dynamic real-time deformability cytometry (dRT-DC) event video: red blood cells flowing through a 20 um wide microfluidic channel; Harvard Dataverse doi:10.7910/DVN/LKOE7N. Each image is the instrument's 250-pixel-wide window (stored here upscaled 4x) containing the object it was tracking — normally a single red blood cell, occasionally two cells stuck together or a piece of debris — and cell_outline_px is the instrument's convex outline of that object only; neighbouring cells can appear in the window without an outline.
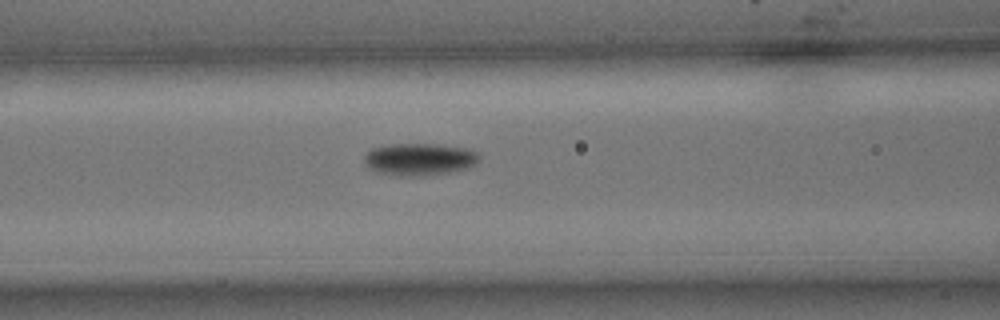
{"species": "common noctule bat (a hibernating species)", "species_latin": "Nyctalus noctula", "temperature_condition": "cold", "stored_images_in_passage": 4, "camera_frame_rate_fps": 3000, "um_per_image_px": 0.085, "animal": {"sex": "male", "body_mass_g": 15.6}, "frame": {"image": 1, "passage_image": 4, "time_ms": 1.0, "image_size_px": [1000, 320], "cell_outline_px": [[480, 160], [476, 164], [468, 168], [428, 176], [396, 176], [376, 172], [368, 168], [364, 164], [364, 156], [372, 148], [388, 144], [440, 144], [468, 148], [476, 152], [480, 156]], "centroid_in_image_um": [35.65, 13.54], "position_along_channel_um": 131.0, "area_um2": 22.02}}